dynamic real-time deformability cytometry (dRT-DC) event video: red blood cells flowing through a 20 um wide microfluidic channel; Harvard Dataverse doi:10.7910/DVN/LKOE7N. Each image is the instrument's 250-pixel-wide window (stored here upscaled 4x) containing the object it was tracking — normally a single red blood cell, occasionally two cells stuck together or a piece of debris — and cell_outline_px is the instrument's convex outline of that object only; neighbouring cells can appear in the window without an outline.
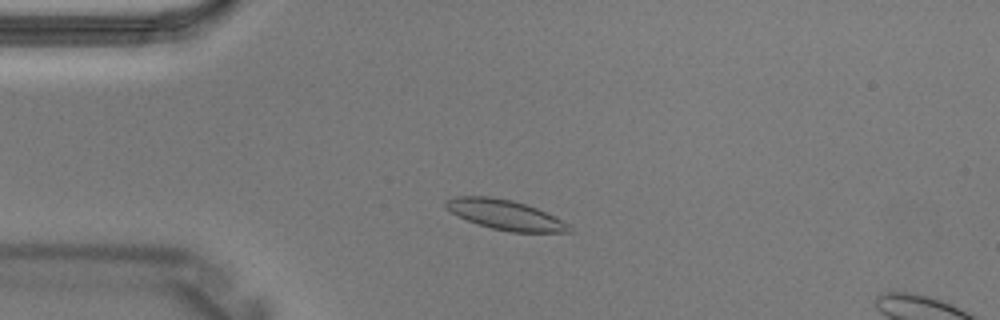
{"species": "Egyptian fruit bat (a non-hibernating species)", "species_latin": "Rousettus aegyptiacus", "temperature_condition": "warm", "stored_images_in_passage": 3, "camera_frame_rate_fps": 3000, "um_per_image_px": 0.085, "animal": {"sex": "male"}, "frame": {"image": 1, "passage_image": 2, "time_ms": 0.333, "image_size_px": [1000, 320], "cell_outline_px": [[572, 232], [508, 232], [492, 228], [468, 220], [452, 212], [444, 204], [444, 200], [456, 196], [488, 196], [512, 200], [536, 208], [556, 216], [568, 224], [572, 228]], "centroid_in_image_um": [42.97, 18.25], "position_along_channel_um": 42.0, "area_um2": 21.27}}